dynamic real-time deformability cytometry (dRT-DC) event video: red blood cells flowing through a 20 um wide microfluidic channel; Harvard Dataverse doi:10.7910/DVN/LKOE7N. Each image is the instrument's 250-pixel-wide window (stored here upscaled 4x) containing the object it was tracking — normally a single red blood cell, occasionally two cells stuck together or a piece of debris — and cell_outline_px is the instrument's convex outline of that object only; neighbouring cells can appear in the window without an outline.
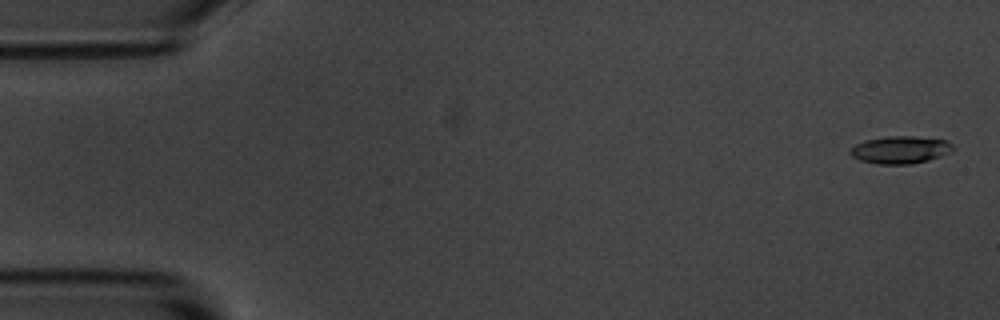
{"species": "common noctule bat (a hibernating species)", "species_latin": "Nyctalus noctula", "temperature_condition": "room temperature", "stored_images_in_passage": 5, "camera_frame_rate_fps": 3000, "um_per_image_px": 0.085, "animal": {"sex": "male", "body_mass_g": 20.1, "forearm_length_mm": 53.5}, "frame": {"image": 1, "passage_image": 1, "time_ms": 0.0, "image_size_px": [1000, 320], "cell_outline_px": [[956, 148], [952, 152], [928, 160], [912, 164], [876, 164], [860, 160], [852, 156], [848, 152], [856, 144], [864, 140], [888, 136], [916, 136], [948, 140]], "centroid_in_image_um": [76.56, 12.73], "position_along_channel_um": 8.4, "area_um2": 16.65}}
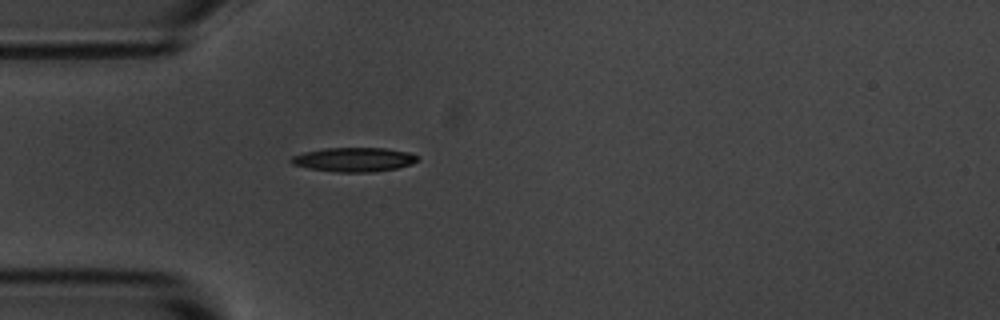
{"frame": {"image": 2, "passage_image": 5, "time_ms": 4.667, "image_size_px": [1000, 320], "cell_outline_px": [[420, 156], [412, 164], [396, 168], [372, 172], [336, 172], [308, 168], [292, 164], [288, 160], [292, 156], [304, 152], [324, 148], [384, 148], [408, 152]], "centroid_in_image_um": [30.06, 13.56], "position_along_channel_um": 54.9, "area_um2": 17.8}}